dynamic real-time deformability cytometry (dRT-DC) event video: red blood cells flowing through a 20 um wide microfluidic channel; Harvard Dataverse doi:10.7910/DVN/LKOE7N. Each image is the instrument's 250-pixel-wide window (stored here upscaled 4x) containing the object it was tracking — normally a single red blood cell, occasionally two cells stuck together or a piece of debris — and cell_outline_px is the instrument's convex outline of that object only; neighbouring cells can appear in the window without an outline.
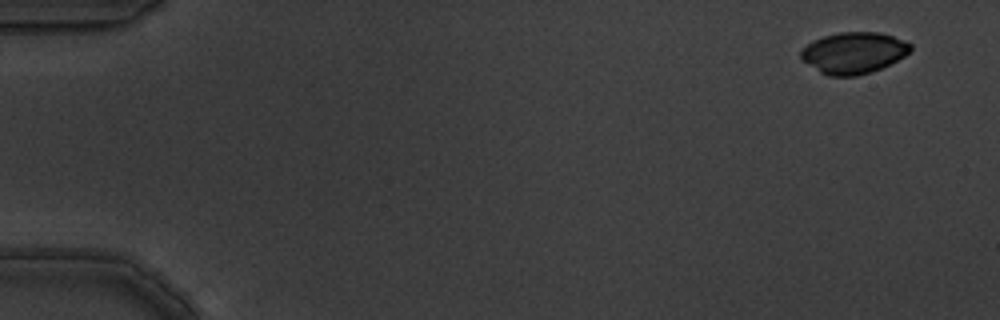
{"species": "common noctule bat (a hibernating species)", "species_latin": "Nyctalus noctula", "temperature_condition": "warm", "stored_images_in_passage": 5, "camera_frame_rate_fps": 3000, "um_per_image_px": 0.085, "animal": {"sex": "male", "body_mass_g": 19.5, "forearm_length_mm": 54.6}, "frame": {"image": 1, "passage_image": 1, "time_ms": 0.0, "image_size_px": [1000, 320], "cell_outline_px": [[912, 48], [904, 56], [872, 72], [856, 76], [828, 76], [820, 72], [800, 60], [800, 52], [812, 40], [824, 36], [840, 32], [880, 32], [904, 40], [912, 44]], "centroid_in_image_um": [72.53, 4.49], "position_along_channel_um": 12.5, "area_um2": 26.41}}
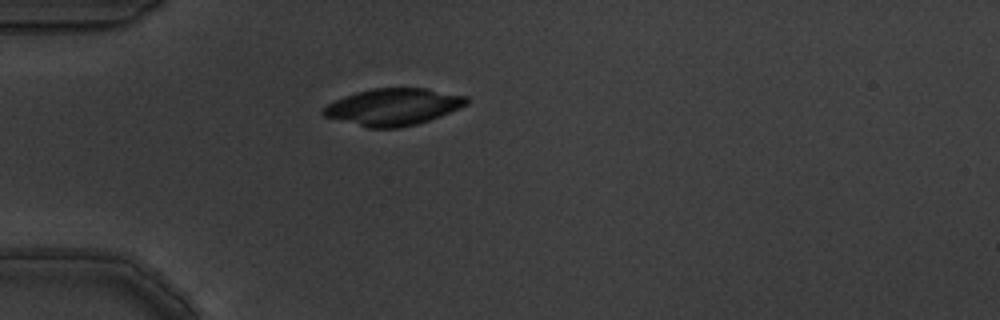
{"frame": {"image": 2, "passage_image": 5, "time_ms": 1.333, "image_size_px": [1000, 320], "cell_outline_px": [[468, 104], [460, 108], [440, 116], [416, 124], [400, 128], [368, 128], [324, 116], [320, 112], [320, 108], [344, 96], [356, 92], [372, 88], [428, 88], [468, 96]], "centroid_in_image_um": [33.42, 9.08], "position_along_channel_um": 51.6, "area_um2": 30.92}}